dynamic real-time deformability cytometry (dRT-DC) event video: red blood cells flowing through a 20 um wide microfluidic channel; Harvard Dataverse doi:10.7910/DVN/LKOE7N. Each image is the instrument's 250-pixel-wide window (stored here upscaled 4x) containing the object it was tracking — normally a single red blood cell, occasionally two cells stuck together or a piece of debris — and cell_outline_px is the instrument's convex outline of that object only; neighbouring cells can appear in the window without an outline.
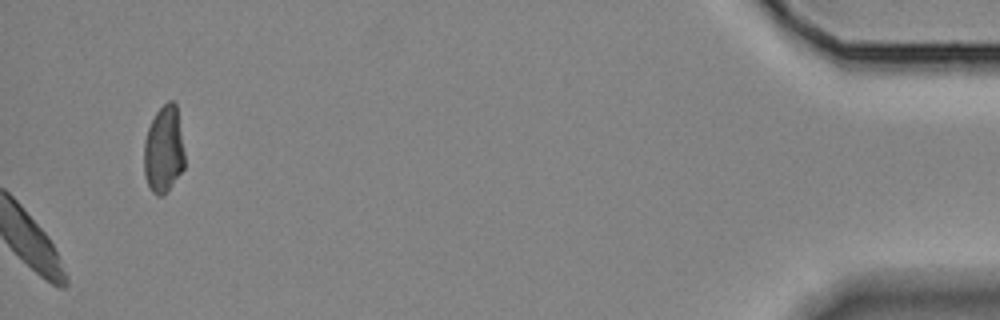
{"species": "Egyptian fruit bat (a non-hibernating species)", "species_latin": "Rousettus aegyptiacus", "temperature_condition": "room temperature", "stored_images_in_passage": 35, "camera_frame_rate_fps": 3000, "um_per_image_px": 0.085, "animal": {"sex": "female"}, "frame": {"image": 1, "passage_image": 35, "time_ms": 11.333, "image_size_px": [1000, 320], "cell_outline_px": [[184, 168], [168, 192], [164, 196], [156, 196], [152, 192], [144, 176], [144, 140], [148, 128], [156, 112], [168, 100], [172, 100], [176, 104], [184, 152]], "centroid_in_image_um": [13.91, 12.76], "position_along_channel_um": 421.3, "area_um2": 20.75}}